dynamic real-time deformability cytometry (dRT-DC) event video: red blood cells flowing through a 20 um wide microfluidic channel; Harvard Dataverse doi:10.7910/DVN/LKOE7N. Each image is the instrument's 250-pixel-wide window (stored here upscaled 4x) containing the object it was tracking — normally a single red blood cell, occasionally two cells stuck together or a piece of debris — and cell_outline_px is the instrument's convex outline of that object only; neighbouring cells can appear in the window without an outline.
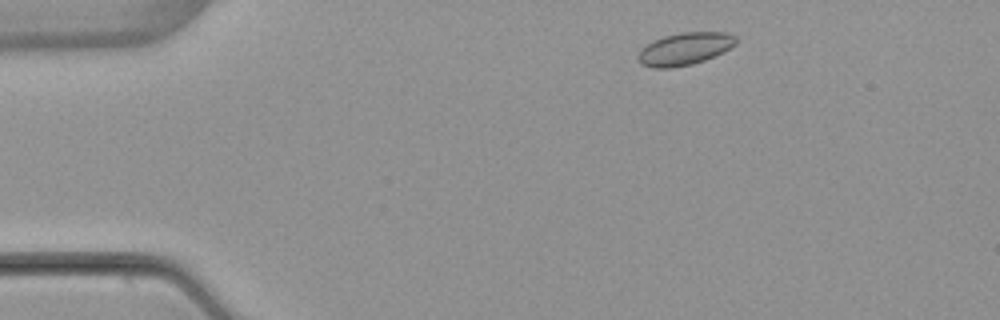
{"species": "common noctule bat (a hibernating species)", "species_latin": "Nyctalus noctula", "temperature_condition": "warm", "stored_images_in_passage": 4, "camera_frame_rate_fps": 3000, "um_per_image_px": 0.085, "animal": {"sex": "female", "body_mass_g": 22.7, "forearm_length_mm": 54.2}, "frame": {"image": 1, "passage_image": 1, "time_ms": 0.0, "image_size_px": [1000, 320], "cell_outline_px": [[736, 44], [724, 52], [704, 60], [692, 64], [672, 68], [652, 68], [640, 64], [636, 60], [636, 56], [640, 48], [652, 40], [664, 36], [680, 32], [728, 32], [736, 36]], "centroid_in_image_um": [58.15, 4.15], "position_along_channel_um": 26.8, "area_um2": 18.9}}
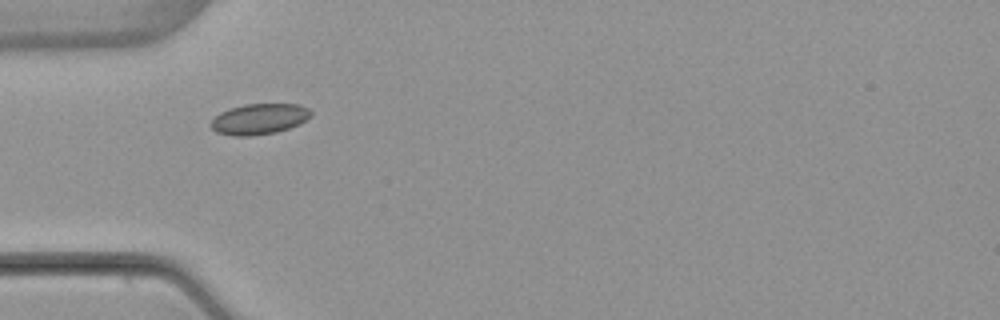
{"frame": {"image": 2, "passage_image": 3, "time_ms": 2.667, "image_size_px": [1000, 320], "cell_outline_px": [[312, 116], [300, 124], [276, 132], [252, 136], [232, 136], [216, 132], [208, 124], [220, 112], [228, 108], [244, 104], [300, 104], [308, 108], [312, 112]], "centroid_in_image_um": [22.03, 10.11], "position_along_channel_um": 63.0, "area_um2": 18.15}}
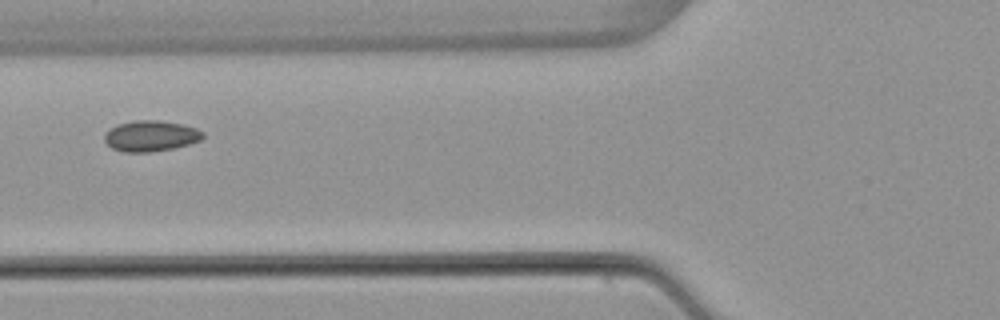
{"frame": {"image": 3, "passage_image": 4, "time_ms": 4.0, "image_size_px": [1000, 320], "cell_outline_px": [[204, 136], [200, 140], [188, 144], [172, 148], [148, 152], [124, 152], [112, 148], [104, 140], [104, 136], [116, 124], [132, 120], [160, 120], [184, 124], [196, 128], [204, 132]], "centroid_in_image_um": [12.82, 11.54], "position_along_channel_um": 113.0, "area_um2": 17.63}}